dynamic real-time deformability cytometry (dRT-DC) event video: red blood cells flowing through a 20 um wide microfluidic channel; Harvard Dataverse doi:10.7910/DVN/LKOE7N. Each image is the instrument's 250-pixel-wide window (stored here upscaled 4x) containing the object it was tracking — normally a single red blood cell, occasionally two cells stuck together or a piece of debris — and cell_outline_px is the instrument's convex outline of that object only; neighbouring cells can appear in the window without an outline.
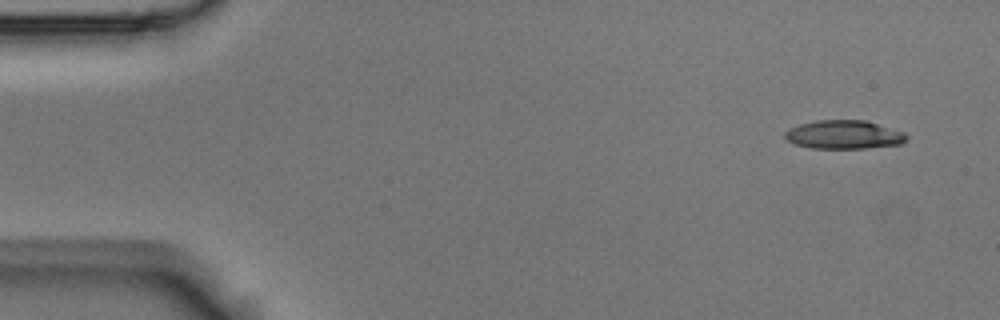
{"species": "Egyptian fruit bat (a non-hibernating species)", "species_latin": "Rousettus aegyptiacus", "temperature_condition": "room temperature", "stored_images_in_passage": 14, "camera_frame_rate_fps": 3000, "um_per_image_px": 0.085, "animal": {"sex": "male"}, "frame": {"image": 1, "passage_image": 1, "time_ms": 0.0, "image_size_px": [1000, 320], "cell_outline_px": [[908, 136], [900, 144], [868, 148], [812, 148], [796, 144], [788, 140], [784, 136], [784, 132], [800, 124], [816, 120], [864, 120], [904, 132]], "centroid_in_image_um": [71.73, 11.44], "position_along_channel_um": 13.3, "area_um2": 20.0}}
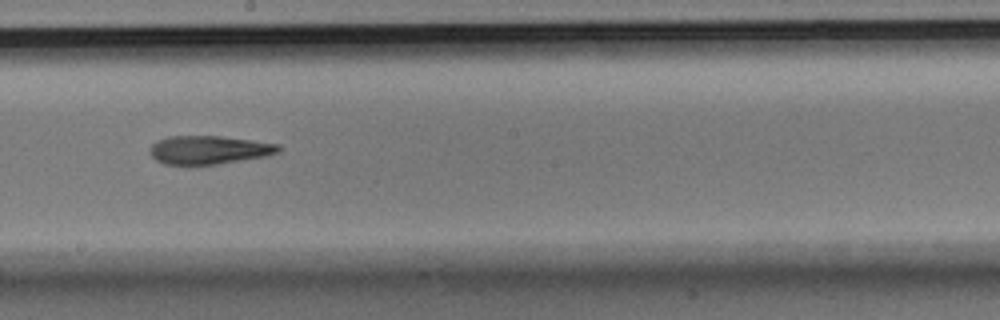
{"frame": {"image": 2, "passage_image": 8, "time_ms": 2.333, "image_size_px": [1000, 320], "cell_outline_px": [[280, 152], [268, 156], [216, 164], [164, 164], [156, 160], [148, 152], [148, 148], [156, 140], [168, 136], [220, 136], [252, 140], [280, 144]], "centroid_in_image_um": [17.75, 12.73], "position_along_channel_um": 230.5, "area_um2": 21.44}}
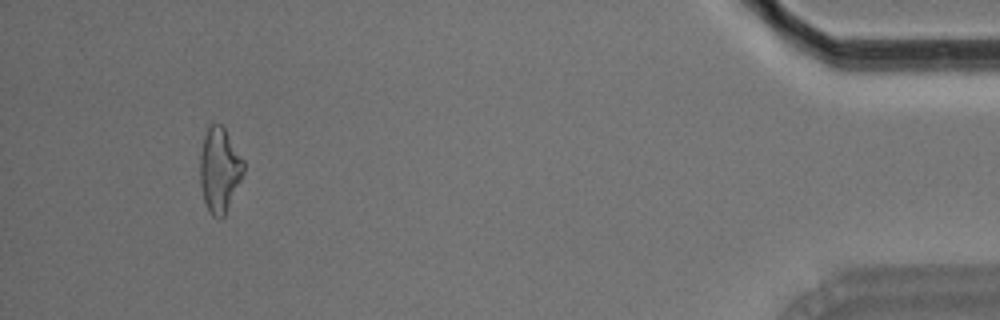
{"frame": {"image": 3, "passage_image": 13, "time_ms": 4.0, "image_size_px": [1000, 320], "cell_outline_px": [[244, 172], [224, 216], [220, 220], [212, 216], [204, 200], [200, 184], [200, 156], [204, 136], [208, 128], [212, 124], [220, 124], [224, 128], [244, 160]], "centroid_in_image_um": [18.66, 14.45], "position_along_channel_um": 416.5, "area_um2": 21.21}}